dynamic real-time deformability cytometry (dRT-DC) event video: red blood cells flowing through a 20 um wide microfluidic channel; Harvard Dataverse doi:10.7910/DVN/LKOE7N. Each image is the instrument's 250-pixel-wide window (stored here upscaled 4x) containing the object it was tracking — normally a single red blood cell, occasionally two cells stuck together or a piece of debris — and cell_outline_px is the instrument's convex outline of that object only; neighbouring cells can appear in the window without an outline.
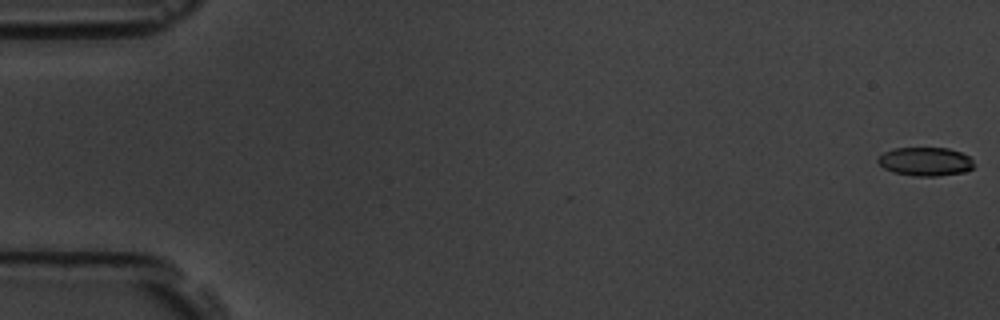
{"species": "common noctule bat (a hibernating species)", "species_latin": "Nyctalus noctula", "temperature_condition": "room temperature", "stored_images_in_passage": 4, "camera_frame_rate_fps": 3000, "um_per_image_px": 0.085, "animal": {"sex": "male", "body_mass_g": 19.5, "forearm_length_mm": 54.6}, "frame": {"image": 1, "passage_image": 1, "time_ms": 0.0, "image_size_px": [1000, 320], "cell_outline_px": [[972, 168], [964, 172], [936, 176], [912, 176], [892, 172], [884, 168], [876, 160], [884, 152], [896, 148], [948, 148], [960, 152], [968, 156], [972, 160]], "centroid_in_image_um": [78.63, 13.74], "position_along_channel_um": 6.4, "area_um2": 15.9}}